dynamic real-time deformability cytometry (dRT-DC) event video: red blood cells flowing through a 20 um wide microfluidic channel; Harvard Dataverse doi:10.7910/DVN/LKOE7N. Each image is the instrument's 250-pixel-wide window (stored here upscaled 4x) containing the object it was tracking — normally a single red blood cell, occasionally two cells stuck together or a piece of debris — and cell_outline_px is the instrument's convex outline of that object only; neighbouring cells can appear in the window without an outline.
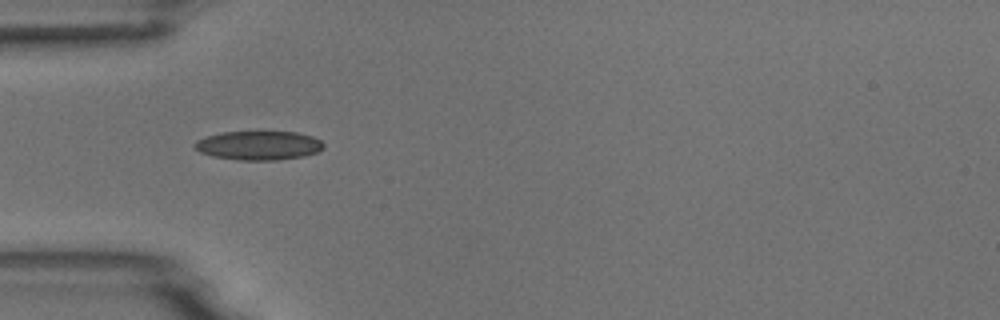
{"species": "common noctule bat (a hibernating species)", "species_latin": "Nyctalus noctula", "temperature_condition": "room temperature", "stored_images_in_passage": 2, "camera_frame_rate_fps": 3000, "um_per_image_px": 0.085, "animal": {"sex": "male", "body_mass_g": 18.8}, "frame": {"image": 1, "passage_image": 1, "time_ms": 0.0, "image_size_px": [1000, 320], "cell_outline_px": [[324, 148], [316, 152], [304, 156], [276, 160], [236, 160], [212, 156], [200, 152], [192, 144], [196, 140], [220, 132], [296, 132], [312, 136], [320, 140], [324, 144]], "centroid_in_image_um": [21.98, 12.36], "position_along_channel_um": 63.0, "area_um2": 21.79}}